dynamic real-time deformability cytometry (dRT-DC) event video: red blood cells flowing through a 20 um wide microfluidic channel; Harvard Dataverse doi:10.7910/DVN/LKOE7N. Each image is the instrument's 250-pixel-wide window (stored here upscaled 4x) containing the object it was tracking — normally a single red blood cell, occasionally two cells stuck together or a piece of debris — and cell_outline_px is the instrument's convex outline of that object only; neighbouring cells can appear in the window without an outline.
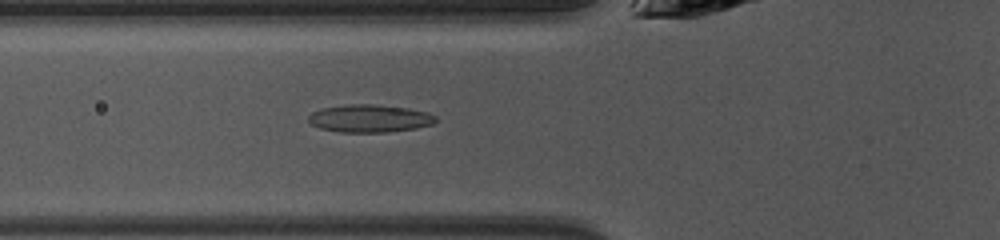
{"species": "common noctule bat (a hibernating species)", "species_latin": "Nyctalus noctula", "temperature_condition": "warm", "stored_images_in_passage": 49, "camera_frame_rate_fps": 3000, "um_per_image_px": 0.085, "animal": {"sex": "female", "body_mass_g": 10.0, "forearm_length_mm": 53.1}, "frame": {"image": 1, "passage_image": 18, "time_ms": 5.667, "image_size_px": [1000, 240], "cell_outline_px": [[436, 120], [432, 124], [416, 128], [388, 132], [340, 132], [320, 128], [312, 124], [308, 120], [308, 116], [312, 112], [324, 108], [348, 104], [372, 104], [408, 108], [428, 112], [436, 116]], "centroid_in_image_um": [31.43, 10.07], "position_along_channel_um": 94.4, "area_um2": 20.46}}
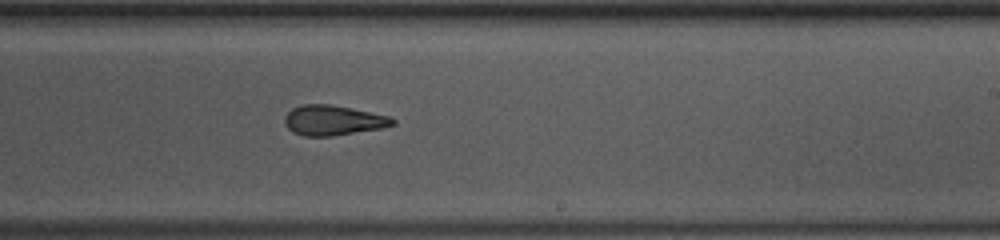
{"frame": {"image": 2, "passage_image": 30, "time_ms": 9.667, "image_size_px": [1000, 240], "cell_outline_px": [[396, 124], [380, 128], [332, 136], [304, 136], [292, 132], [284, 124], [284, 116], [292, 108], [304, 104], [332, 104], [352, 108], [388, 116], [396, 120]], "centroid_in_image_um": [28.28, 10.22], "position_along_channel_um": 260.7, "area_um2": 18.9}}
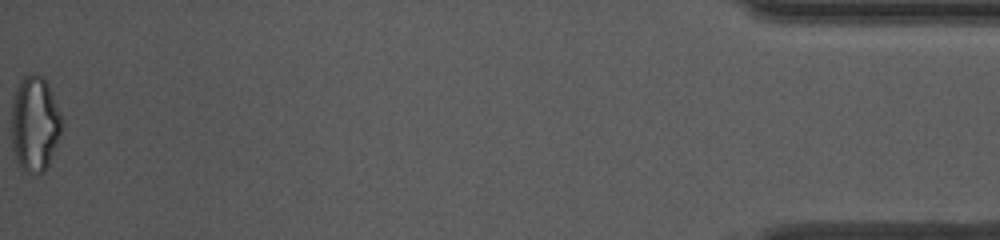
{"frame": {"image": 3, "passage_image": 49, "time_ms": 16.0, "image_size_px": [1000, 240], "cell_outline_px": [[64, 124], [60, 136], [48, 164], [44, 172], [24, 172], [16, 160], [12, 148], [12, 100], [16, 88], [20, 80], [24, 76], [32, 72], [44, 76], [48, 84], [64, 120]], "centroid_in_image_um": [2.97, 10.49], "position_along_channel_um": 432.2, "area_um2": 28.32}, "authors_computed_cell_mechanics": {"area_um2": 19.8832, "velocity_mm_per_s": 4.1368, "shape_relaxation_time_tau1_ms": 4.315, "shape_relaxation_time_tau2_ms": 2.7728, "deformation_change_tau1": 0.1658, "deformation_change_tau2": 0.091}}